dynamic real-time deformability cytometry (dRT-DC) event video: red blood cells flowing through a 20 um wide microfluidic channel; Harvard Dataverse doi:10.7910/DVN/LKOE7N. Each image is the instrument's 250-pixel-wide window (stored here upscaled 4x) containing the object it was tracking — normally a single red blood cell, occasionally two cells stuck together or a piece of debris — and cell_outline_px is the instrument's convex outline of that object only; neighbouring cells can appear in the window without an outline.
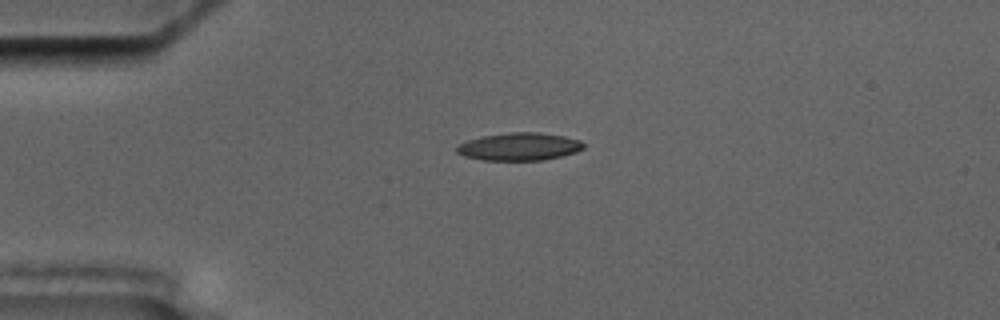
{"species": "common noctule bat (a hibernating species)", "species_latin": "Nyctalus noctula", "temperature_condition": "cold", "stored_images_in_passage": 2, "camera_frame_rate_fps": 3000, "um_per_image_px": 0.085, "animal": {"sex": "male", "body_mass_g": 17.5, "forearm_length_mm": 52.3}, "frame": {"image": 1, "passage_image": 1, "time_ms": 0.0, "image_size_px": [1000, 320], "cell_outline_px": [[584, 148], [576, 152], [544, 160], [484, 160], [464, 156], [456, 152], [456, 148], [460, 144], [468, 140], [480, 136], [508, 132], [540, 132], [564, 136], [580, 140], [584, 144]], "centroid_in_image_um": [44.14, 12.45], "position_along_channel_um": 40.9, "area_um2": 20.52}}